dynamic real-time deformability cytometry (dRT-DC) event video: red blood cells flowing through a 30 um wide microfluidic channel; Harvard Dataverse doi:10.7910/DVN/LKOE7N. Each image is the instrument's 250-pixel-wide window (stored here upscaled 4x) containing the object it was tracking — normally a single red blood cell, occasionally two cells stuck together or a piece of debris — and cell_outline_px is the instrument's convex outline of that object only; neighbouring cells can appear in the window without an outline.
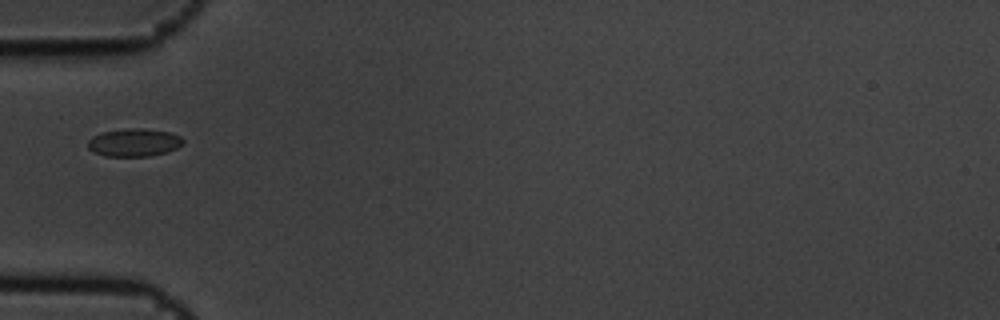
{"species": "common noctule bat (a hibernating species)", "species_latin": "Nyctalus noctula", "temperature_condition": "cold", "stored_images_in_passage": 3, "camera_frame_rate_fps": 3000, "um_per_image_px": 0.085, "animal": {"sex": "male", "body_mass_g": 19.5, "forearm_length_mm": 54.6}, "frame": {"image": 1, "passage_image": 2, "time_ms": 0.333, "image_size_px": [1000, 320], "cell_outline_px": [[184, 144], [176, 148], [164, 152], [148, 156], [104, 156], [88, 148], [88, 140], [92, 136], [100, 132], [128, 128], [144, 128], [168, 132], [180, 136], [184, 140]], "centroid_in_image_um": [11.38, 12.1], "position_along_channel_um": 73.6, "area_um2": 15.43}}
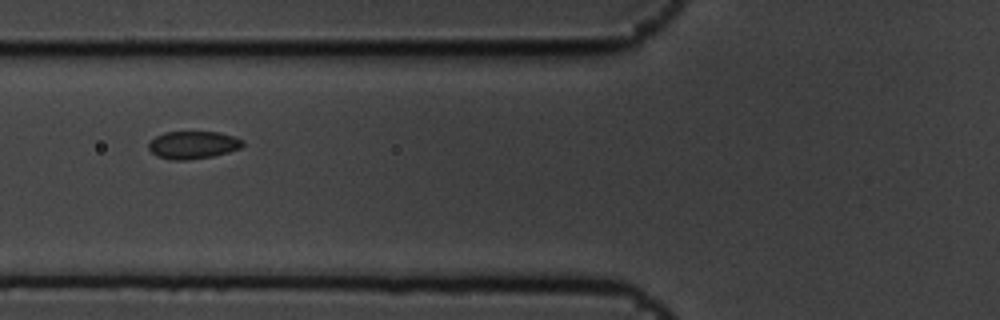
{"frame": {"image": 2, "passage_image": 3, "time_ms": 0.667, "image_size_px": [1000, 320], "cell_outline_px": [[244, 144], [240, 148], [228, 152], [212, 156], [188, 160], [172, 160], [156, 156], [148, 148], [148, 144], [156, 136], [164, 132], [220, 132], [244, 140]], "centroid_in_image_um": [16.4, 12.32], "position_along_channel_um": 109.4, "area_um2": 15.14}}